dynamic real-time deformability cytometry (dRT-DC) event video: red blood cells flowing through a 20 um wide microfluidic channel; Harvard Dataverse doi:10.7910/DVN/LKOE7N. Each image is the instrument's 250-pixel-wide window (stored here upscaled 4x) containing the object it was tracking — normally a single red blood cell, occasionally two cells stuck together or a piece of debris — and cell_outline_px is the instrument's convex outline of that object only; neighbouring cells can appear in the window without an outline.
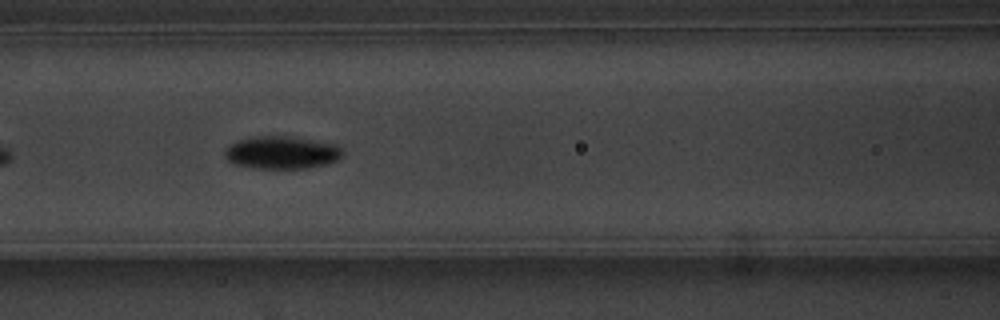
{"species": "common noctule bat (a hibernating species)", "species_latin": "Nyctalus noctula", "temperature_condition": "warm", "stored_images_in_passage": 15, "camera_frame_rate_fps": 3000, "um_per_image_px": 0.085, "animal": {"sex": "male", "body_mass_g": 20.1, "forearm_length_mm": 53.5}, "frame": {"image": 1, "passage_image": 9, "time_ms": 2.667, "image_size_px": [1000, 320], "cell_outline_px": [[344, 152], [336, 160], [328, 164], [308, 168], [252, 168], [232, 164], [224, 156], [224, 152], [228, 144], [236, 140], [252, 136], [288, 136], [336, 144], [344, 148]], "centroid_in_image_um": [23.91, 12.96], "position_along_channel_um": 142.7, "area_um2": 22.77}}